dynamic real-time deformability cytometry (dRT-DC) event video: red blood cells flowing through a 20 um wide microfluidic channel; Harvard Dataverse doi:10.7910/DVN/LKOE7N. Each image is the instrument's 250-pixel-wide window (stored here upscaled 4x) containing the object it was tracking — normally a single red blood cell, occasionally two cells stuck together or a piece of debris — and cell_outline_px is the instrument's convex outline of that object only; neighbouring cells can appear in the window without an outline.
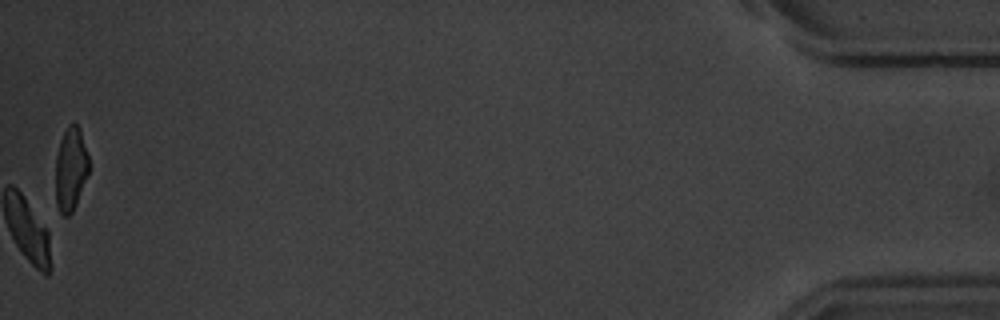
{"species": "common noctule bat (a hibernating species)", "species_latin": "Nyctalus noctula", "temperature_condition": "warm", "stored_images_in_passage": 60, "camera_frame_rate_fps": 3000, "um_per_image_px": 0.085, "animal": {"sex": "male", "body_mass_g": 20.1, "forearm_length_mm": 53.5}, "frame": {"image": 1, "passage_image": 60, "time_ms": 19.667, "image_size_px": [1000, 320], "cell_outline_px": [[88, 172], [76, 204], [72, 212], [68, 216], [64, 216], [60, 212], [56, 204], [56, 156], [60, 140], [68, 124], [72, 120], [80, 128], [88, 156]], "centroid_in_image_um": [6.0, 14.33], "position_along_channel_um": 429.2, "area_um2": 16.13}, "authors_computed_cell_mechanics": {"area_um2": 18.8428, "velocity_mm_per_s": 3.4703, "shape_relaxation_time_tau1_ms": 2.0884, "shape_relaxation_time_tau2_ms": 2.0081, "deformation_change_tau1": 0.132, "deformation_change_tau2": 0.0576}}